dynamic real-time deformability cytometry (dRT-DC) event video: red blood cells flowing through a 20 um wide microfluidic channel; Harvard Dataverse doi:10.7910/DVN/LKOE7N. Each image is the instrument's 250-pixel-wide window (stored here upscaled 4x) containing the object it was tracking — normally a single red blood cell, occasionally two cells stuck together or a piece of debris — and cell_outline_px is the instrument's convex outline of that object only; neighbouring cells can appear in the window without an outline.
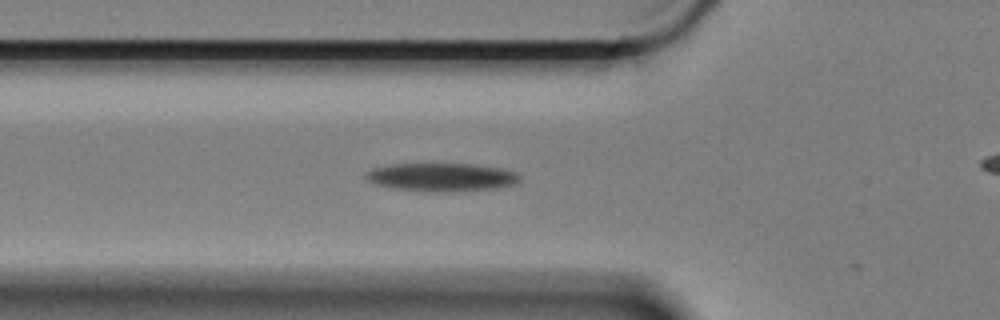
{"species": "Egyptian fruit bat (a non-hibernating species)", "species_latin": "Rousettus aegyptiacus", "temperature_condition": "cold", "stored_images_in_passage": 3, "camera_frame_rate_fps": 3000, "um_per_image_px": 0.085, "animal": {"sex": "female"}, "frame": {"image": 1, "passage_image": 2, "time_ms": 0.333, "image_size_px": [1000, 320], "cell_outline_px": [[520, 180], [516, 184], [496, 188], [452, 192], [428, 192], [392, 188], [376, 184], [368, 180], [364, 176], [364, 172], [372, 168], [388, 164], [472, 164], [504, 168], [516, 172], [520, 176]], "centroid_in_image_um": [37.53, 15.06], "position_along_channel_um": 88.3, "area_um2": 25.72}}